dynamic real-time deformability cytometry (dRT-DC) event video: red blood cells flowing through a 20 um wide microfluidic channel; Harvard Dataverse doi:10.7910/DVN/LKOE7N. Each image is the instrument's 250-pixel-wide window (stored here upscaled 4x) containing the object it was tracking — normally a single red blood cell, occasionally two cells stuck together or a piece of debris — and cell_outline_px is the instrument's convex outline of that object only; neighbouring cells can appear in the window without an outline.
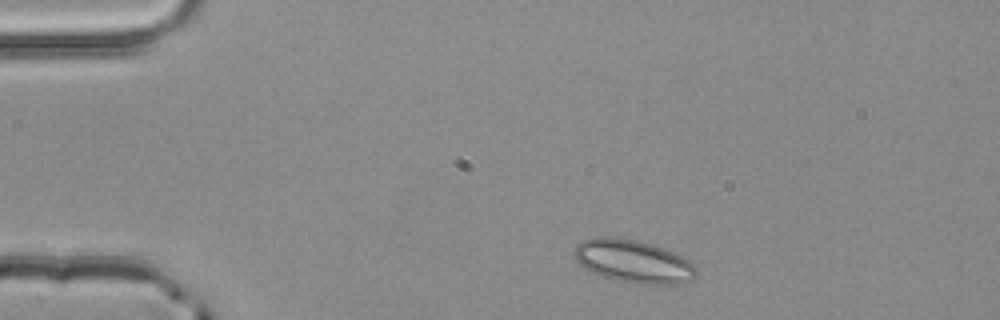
{"species": "common noctule bat (a hibernating species)", "species_latin": "Nyctalus noctula", "temperature_condition": "room temperature", "stored_images_in_passage": 2, "camera_frame_rate_fps": 3000, "um_per_image_px": 0.085, "animal": {"sex": "male", "body_mass_g": 20.4}, "frame": {"image": 1, "passage_image": 1, "time_ms": 0.0, "image_size_px": [1000, 320], "cell_outline_px": [[696, 276], [692, 280], [680, 284], [636, 284], [612, 280], [600, 276], [584, 268], [572, 256], [572, 252], [576, 244], [584, 240], [596, 236], [612, 236], [636, 240], [652, 244], [664, 248], [688, 260], [692, 264], [696, 272]], "centroid_in_image_um": [53.77, 22.22], "position_along_channel_um": 31.2, "area_um2": 30.92}}